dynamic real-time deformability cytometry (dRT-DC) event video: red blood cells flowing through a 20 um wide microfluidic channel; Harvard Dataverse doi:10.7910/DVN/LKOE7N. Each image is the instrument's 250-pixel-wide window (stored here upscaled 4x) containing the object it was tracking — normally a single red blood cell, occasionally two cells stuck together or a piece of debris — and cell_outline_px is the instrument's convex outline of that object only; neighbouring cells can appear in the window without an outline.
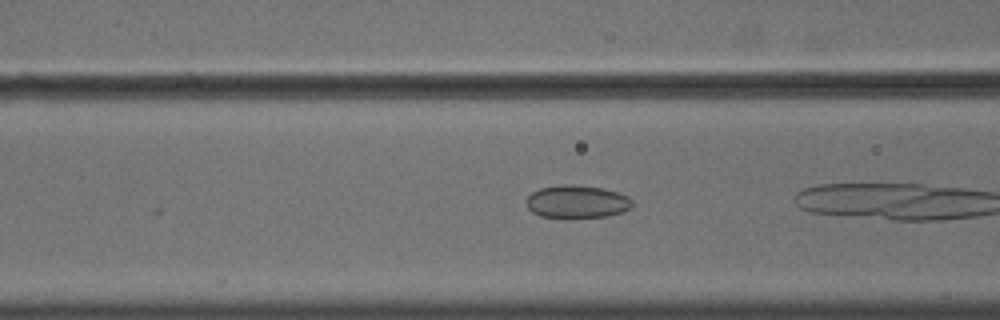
{"species": "common noctule bat (a hibernating species)", "species_latin": "Nyctalus noctula", "temperature_condition": "cold", "stored_images_in_passage": 7, "camera_frame_rate_fps": 3000, "um_per_image_px": 0.085, "animal": {"sex": "male", "body_mass_g": 18.8}, "frame": {"image": 1, "passage_image": 6, "time_ms": 1.667, "image_size_px": [1000, 320], "cell_outline_px": [[632, 208], [624, 212], [608, 216], [540, 216], [532, 212], [528, 208], [524, 200], [532, 192], [540, 188], [556, 184], [572, 184], [604, 188], [620, 192], [628, 196], [632, 200]], "centroid_in_image_um": [49.06, 17.1], "position_along_channel_um": 117.5, "area_um2": 20.35}}